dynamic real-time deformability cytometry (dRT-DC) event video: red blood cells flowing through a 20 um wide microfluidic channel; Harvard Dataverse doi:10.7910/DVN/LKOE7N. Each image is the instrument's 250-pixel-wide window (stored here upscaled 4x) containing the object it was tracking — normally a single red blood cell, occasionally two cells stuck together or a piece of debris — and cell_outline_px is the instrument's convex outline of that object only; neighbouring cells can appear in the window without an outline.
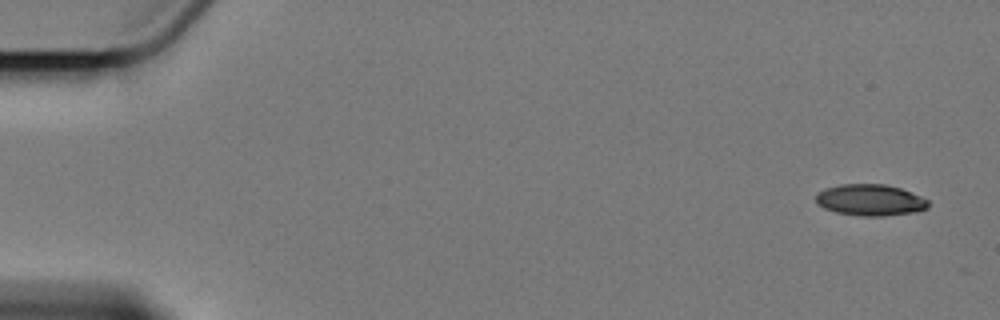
{"species": "Egyptian fruit bat (a non-hibernating species)", "species_latin": "Rousettus aegyptiacus", "temperature_condition": "cold", "stored_images_in_passage": 3, "camera_frame_rate_fps": 3000, "um_per_image_px": 0.085, "animal": {"sex": "female"}, "frame": {"image": 1, "passage_image": 1, "time_ms": 0.0, "image_size_px": [1000, 320], "cell_outline_px": [[928, 208], [916, 212], [884, 216], [860, 216], [836, 212], [824, 208], [816, 204], [816, 192], [824, 188], [840, 184], [884, 184], [900, 188], [920, 196], [928, 200]], "centroid_in_image_um": [73.94, 17.0], "position_along_channel_um": 11.1, "area_um2": 20.69}}